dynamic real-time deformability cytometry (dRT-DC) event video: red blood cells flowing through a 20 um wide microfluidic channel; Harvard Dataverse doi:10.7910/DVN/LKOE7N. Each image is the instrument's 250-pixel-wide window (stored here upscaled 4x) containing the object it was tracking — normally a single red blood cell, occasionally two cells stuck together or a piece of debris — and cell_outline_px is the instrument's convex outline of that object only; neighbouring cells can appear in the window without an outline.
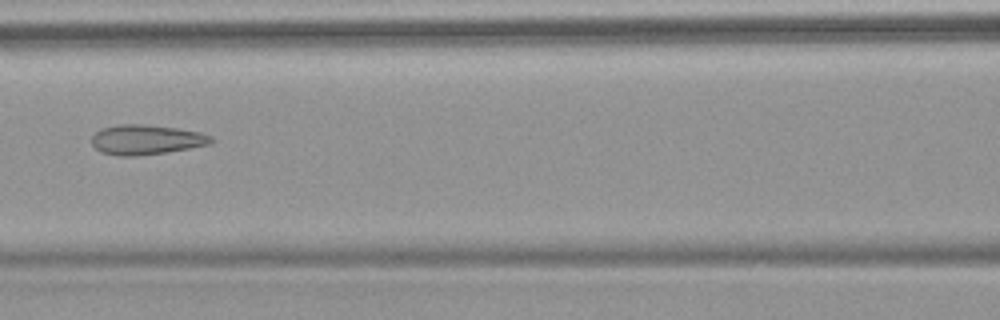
{"species": "common noctule bat (a hibernating species)", "species_latin": "Nyctalus noctula", "temperature_condition": "warm", "stored_images_in_passage": 6, "camera_frame_rate_fps": 3000, "um_per_image_px": 0.085, "animal": {"sex": "female", "body_mass_g": 18.4}, "frame": {"image": 1, "passage_image": 6, "time_ms": 7.667, "image_size_px": [1000, 320], "cell_outline_px": [[216, 140], [212, 144], [168, 152], [136, 156], [116, 156], [100, 152], [92, 144], [92, 136], [100, 128], [120, 124], [144, 124], [176, 128], [200, 132], [212, 136]], "centroid_in_image_um": [12.45, 11.88], "position_along_channel_um": 154.2, "area_um2": 21.04}}